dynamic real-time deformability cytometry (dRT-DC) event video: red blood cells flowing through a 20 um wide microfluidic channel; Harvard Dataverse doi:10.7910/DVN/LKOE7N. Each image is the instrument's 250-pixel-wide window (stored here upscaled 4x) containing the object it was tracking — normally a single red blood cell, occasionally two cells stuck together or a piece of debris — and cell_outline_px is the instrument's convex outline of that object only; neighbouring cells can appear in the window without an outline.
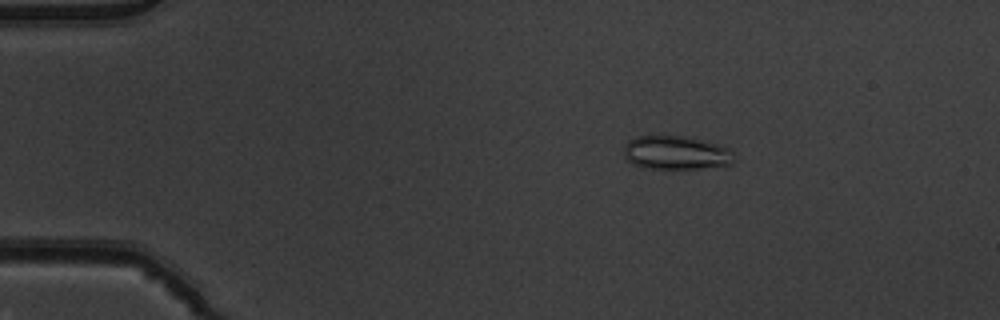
{"species": "common noctule bat (a hibernating species)", "species_latin": "Nyctalus noctula", "temperature_condition": "warm", "stored_images_in_passage": 52, "camera_frame_rate_fps": 3000, "um_per_image_px": 0.085, "animal": {"sex": "male", "body_mass_g": 19.5, "forearm_length_mm": 54.6}, "frame": {"image": 1, "passage_image": 9, "time_ms": 2.667, "image_size_px": [1000, 320], "cell_outline_px": [[732, 164], [700, 168], [644, 168], [632, 164], [624, 156], [624, 144], [628, 140], [636, 136], [684, 136], [720, 144], [728, 148], [732, 152]], "centroid_in_image_um": [57.42, 12.97], "position_along_channel_um": 27.6, "area_um2": 21.56}}
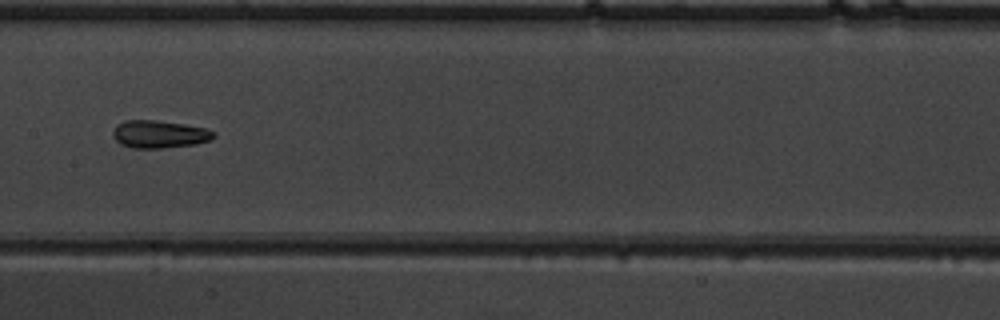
{"frame": {"image": 2, "passage_image": 27, "time_ms": 8.667, "image_size_px": [1000, 320], "cell_outline_px": [[216, 136], [212, 140], [196, 144], [160, 148], [132, 148], [120, 144], [112, 136], [112, 132], [116, 124], [124, 120], [156, 120], [184, 124], [208, 128], [216, 132]], "centroid_in_image_um": [13.56, 11.4], "position_along_channel_um": 193.8, "area_um2": 16.53}}
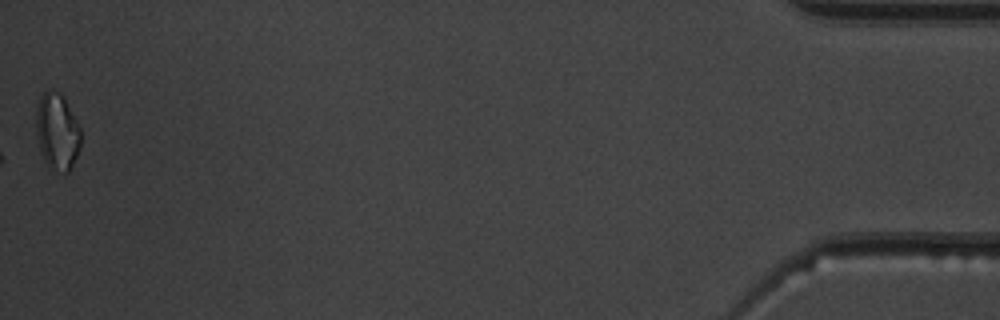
{"frame": {"image": 3, "passage_image": 52, "time_ms": 17.0, "image_size_px": [1000, 320], "cell_outline_px": [[80, 148], [68, 172], [52, 172], [48, 168], [40, 152], [36, 132], [36, 108], [40, 96], [48, 88], [52, 88], [60, 92], [64, 96], [80, 128]], "centroid_in_image_um": [4.83, 11.17], "position_along_channel_um": 430.4, "area_um2": 20.35}, "authors_computed_cell_mechanics": {"area_um2": 15.9239, "velocity_mm_per_s": 3.932, "shape_relaxation_time_tau1_ms": 3.7669, "shape_relaxation_time_tau2_ms": 4.8556, "deformation_change_tau1": 0.1011, "deformation_change_tau2": 0.1347}}